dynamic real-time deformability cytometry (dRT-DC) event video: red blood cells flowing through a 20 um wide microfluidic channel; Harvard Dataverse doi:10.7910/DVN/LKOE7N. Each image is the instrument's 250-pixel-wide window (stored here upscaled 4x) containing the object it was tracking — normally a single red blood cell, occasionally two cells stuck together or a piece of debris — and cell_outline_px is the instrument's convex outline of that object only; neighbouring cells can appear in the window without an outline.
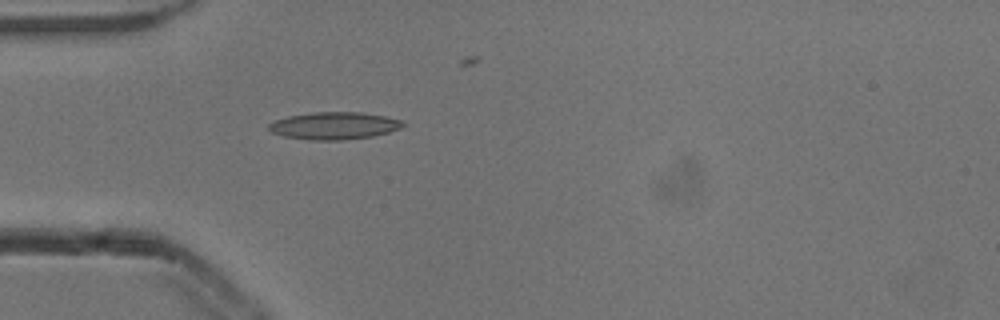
{"species": "common noctule bat (a hibernating species)", "species_latin": "Nyctalus noctula", "temperature_condition": "cold", "stored_images_in_passage": 27, "camera_frame_rate_fps": 3000, "um_per_image_px": 0.085, "animal": {"sex": "male", "body_mass_g": 13.3}, "frame": {"image": 1, "passage_image": 1, "time_ms": 0.0, "image_size_px": [1000, 320], "cell_outline_px": [[408, 124], [400, 128], [388, 132], [372, 136], [344, 140], [308, 140], [284, 136], [272, 132], [268, 128], [268, 124], [276, 120], [288, 116], [312, 112], [364, 112], [404, 120]], "centroid_in_image_um": [28.44, 10.68], "position_along_channel_um": 56.6, "area_um2": 21.5}}
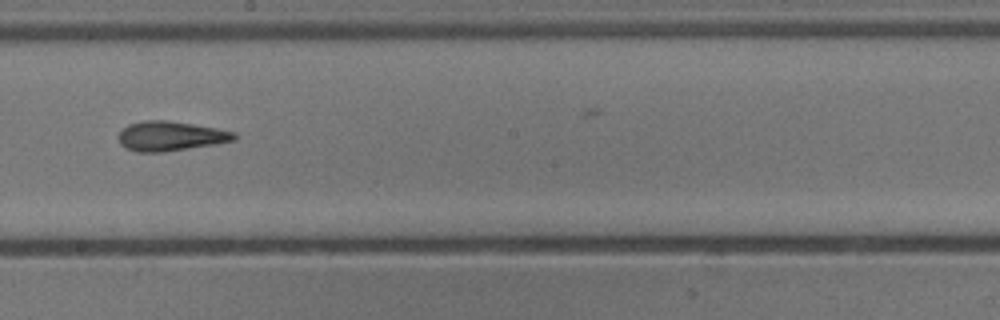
{"frame": {"image": 2, "passage_image": 15, "time_ms": 4.667, "image_size_px": [1000, 320], "cell_outline_px": [[236, 140], [216, 144], [164, 152], [136, 152], [124, 148], [120, 144], [120, 132], [128, 124], [144, 120], [168, 120], [216, 128], [236, 132]], "centroid_in_image_um": [14.5, 11.57], "position_along_channel_um": 233.7, "area_um2": 20.0}}
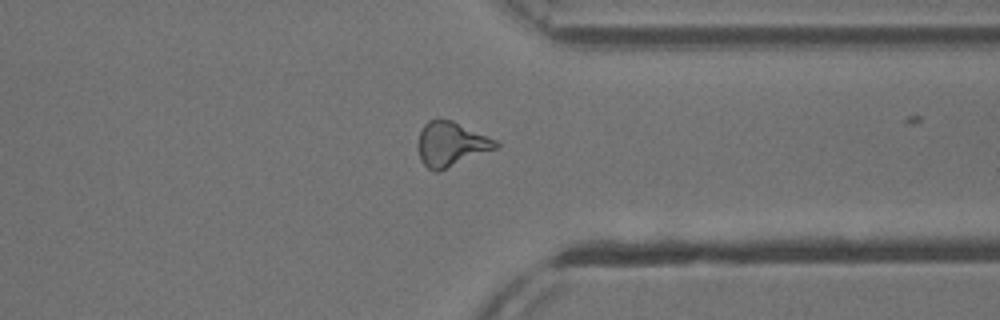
{"frame": {"image": 3, "passage_image": 26, "time_ms": 8.333, "image_size_px": [1000, 320], "cell_outline_px": [[500, 144], [496, 148], [440, 172], [436, 172], [428, 168], [420, 160], [416, 148], [416, 144], [420, 132], [424, 124], [428, 120], [452, 120], [496, 140]], "centroid_in_image_um": [38.29, 12.27], "position_along_channel_um": 373.1, "area_um2": 20.23}}